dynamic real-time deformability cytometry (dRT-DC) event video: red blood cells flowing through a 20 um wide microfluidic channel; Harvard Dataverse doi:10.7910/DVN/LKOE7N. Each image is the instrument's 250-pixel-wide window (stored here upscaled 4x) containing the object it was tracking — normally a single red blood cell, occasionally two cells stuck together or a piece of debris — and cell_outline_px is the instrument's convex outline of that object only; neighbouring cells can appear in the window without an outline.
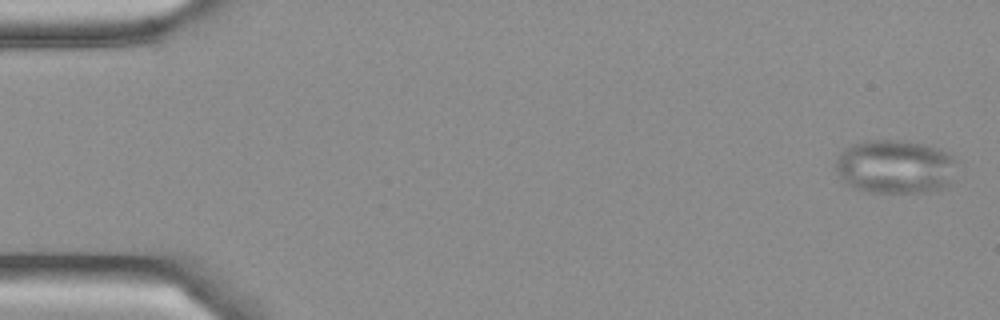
{"species": "Egyptian fruit bat (a non-hibernating species)", "species_latin": "Rousettus aegyptiacus", "temperature_condition": "cold", "stored_images_in_passage": 4, "camera_frame_rate_fps": 3000, "um_per_image_px": 0.085, "frame": {"image": 1, "passage_image": 1, "time_ms": 0.0, "image_size_px": [1000, 320], "cell_outline_px": [[956, 160], [952, 184], [948, 188], [928, 192], [868, 192], [844, 184], [836, 168], [836, 160], [840, 152], [844, 148], [852, 144], [864, 140], [908, 140], [940, 148], [948, 152]], "centroid_in_image_um": [76.12, 14.16], "position_along_channel_um": 8.9, "area_um2": 38.73}}